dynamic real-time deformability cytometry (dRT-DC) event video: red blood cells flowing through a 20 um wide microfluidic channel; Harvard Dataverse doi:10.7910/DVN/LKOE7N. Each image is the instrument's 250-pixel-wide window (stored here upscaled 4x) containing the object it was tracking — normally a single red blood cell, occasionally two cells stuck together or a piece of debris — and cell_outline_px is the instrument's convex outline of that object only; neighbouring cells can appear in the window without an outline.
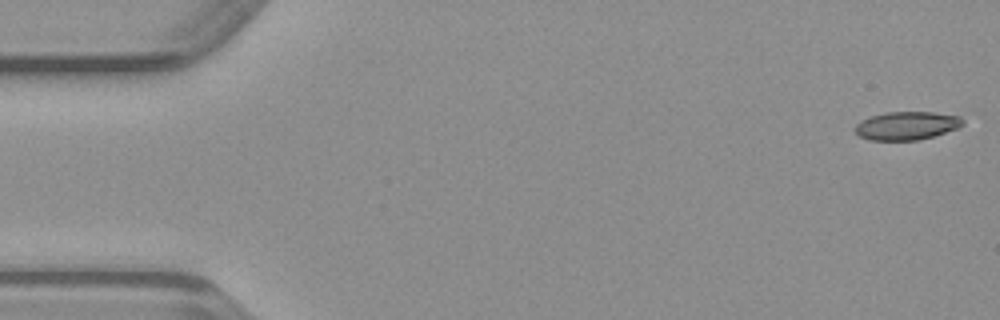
{"species": "common noctule bat (a hibernating species)", "species_latin": "Nyctalus noctula", "temperature_condition": "warm", "stored_images_in_passage": 49, "camera_frame_rate_fps": 3000, "um_per_image_px": 0.085, "animal": {"sex": "male", "body_mass_g": 23.1, "forearm_length_mm": 52.7}, "frame": {"image": 1, "passage_image": 1, "time_ms": 0.0, "image_size_px": [1000, 320], "cell_outline_px": [[964, 124], [956, 128], [920, 140], [868, 140], [860, 136], [856, 132], [856, 124], [860, 120], [884, 112], [936, 112], [960, 116], [964, 120]], "centroid_in_image_um": [77.07, 10.67], "position_along_channel_um": 7.9, "area_um2": 17.69}}
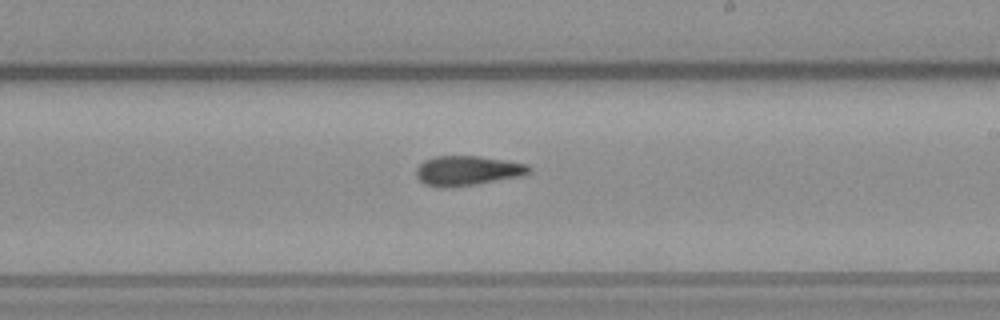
{"frame": {"image": 2, "passage_image": 28, "time_ms": 9.0, "image_size_px": [1000, 320], "cell_outline_px": [[532, 172], [524, 176], [476, 184], [444, 188], [440, 188], [424, 184], [416, 176], [416, 168], [424, 160], [436, 156], [480, 156], [528, 164], [532, 168]], "centroid_in_image_um": [39.76, 14.51], "position_along_channel_um": 249.2, "area_um2": 19.77}}
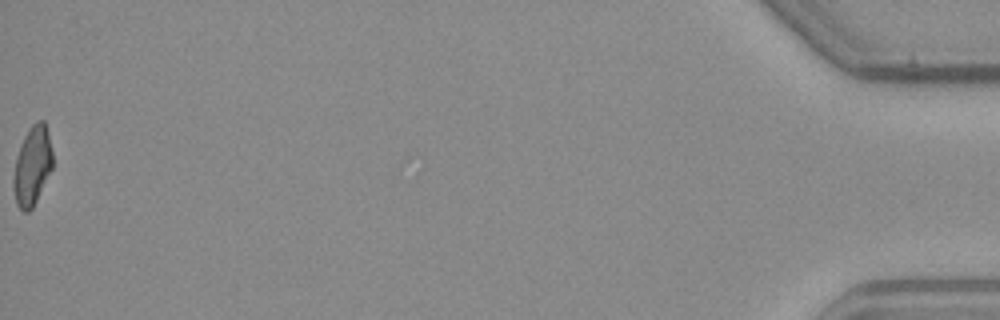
{"frame": {"image": 3, "passage_image": 49, "time_ms": 16.0, "image_size_px": [1000, 320], "cell_outline_px": [[52, 168], [32, 208], [28, 212], [24, 212], [16, 204], [12, 184], [12, 176], [16, 160], [24, 136], [32, 124], [36, 120], [44, 120], [52, 152]], "centroid_in_image_um": [2.72, 14.11], "position_along_channel_um": 432.5, "area_um2": 17.74}}